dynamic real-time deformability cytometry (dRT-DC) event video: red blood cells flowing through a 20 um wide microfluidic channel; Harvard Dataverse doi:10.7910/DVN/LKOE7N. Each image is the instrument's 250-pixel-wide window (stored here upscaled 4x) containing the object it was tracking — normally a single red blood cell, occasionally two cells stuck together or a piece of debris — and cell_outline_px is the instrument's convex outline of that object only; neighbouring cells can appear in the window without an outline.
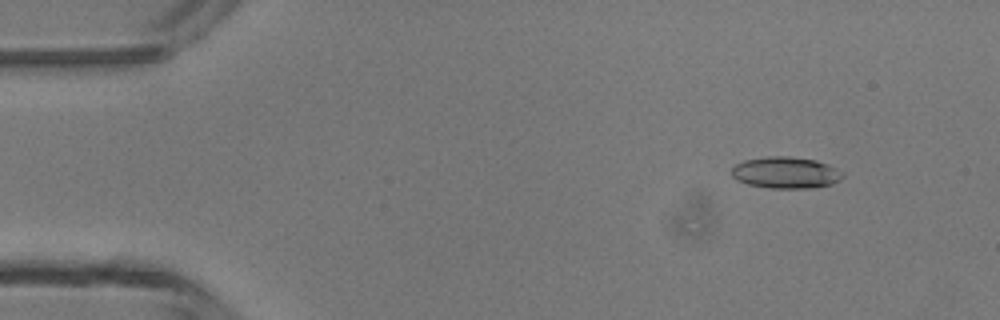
{"species": "common noctule bat (a hibernating species)", "species_latin": "Nyctalus noctula", "temperature_condition": "room temperature", "stored_images_in_passage": 5, "camera_frame_rate_fps": 3000, "um_per_image_px": 0.085, "animal": {"sex": "male", "body_mass_g": 13.3}, "frame": {"image": 1, "passage_image": 2, "time_ms": 1.0, "image_size_px": [1000, 320], "cell_outline_px": [[844, 176], [840, 180], [832, 184], [812, 188], [768, 188], [748, 184], [736, 180], [732, 176], [732, 168], [736, 164], [744, 160], [768, 156], [788, 156], [816, 160], [828, 164], [844, 172]], "centroid_in_image_um": [66.81, 14.67], "position_along_channel_um": 18.2, "area_um2": 20.58}}
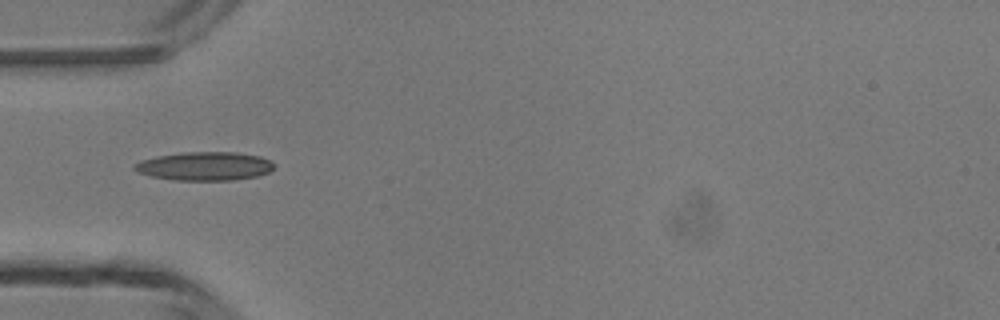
{"frame": {"image": 2, "passage_image": 4, "time_ms": 4.333, "image_size_px": [1000, 320], "cell_outline_px": [[272, 168], [268, 172], [256, 176], [232, 180], [172, 180], [152, 176], [136, 172], [132, 168], [132, 164], [140, 160], [156, 156], [184, 152], [236, 152], [260, 156], [268, 160], [272, 164]], "centroid_in_image_um": [17.31, 14.12], "position_along_channel_um": 67.7, "area_um2": 23.24}}
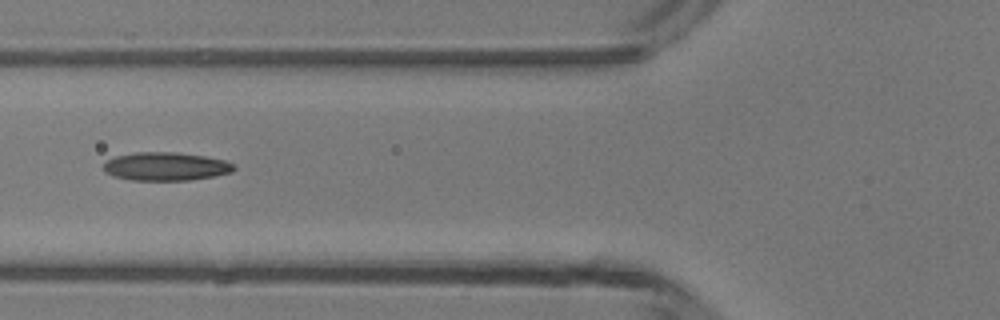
{"frame": {"image": 3, "passage_image": 5, "time_ms": 5.333, "image_size_px": [1000, 320], "cell_outline_px": [[236, 168], [232, 172], [212, 176], [188, 180], [132, 180], [112, 176], [104, 172], [104, 164], [108, 160], [116, 156], [136, 152], [176, 152], [204, 156], [224, 160], [232, 164]], "centroid_in_image_um": [14.07, 14.14], "position_along_channel_um": 111.7, "area_um2": 21.39}}